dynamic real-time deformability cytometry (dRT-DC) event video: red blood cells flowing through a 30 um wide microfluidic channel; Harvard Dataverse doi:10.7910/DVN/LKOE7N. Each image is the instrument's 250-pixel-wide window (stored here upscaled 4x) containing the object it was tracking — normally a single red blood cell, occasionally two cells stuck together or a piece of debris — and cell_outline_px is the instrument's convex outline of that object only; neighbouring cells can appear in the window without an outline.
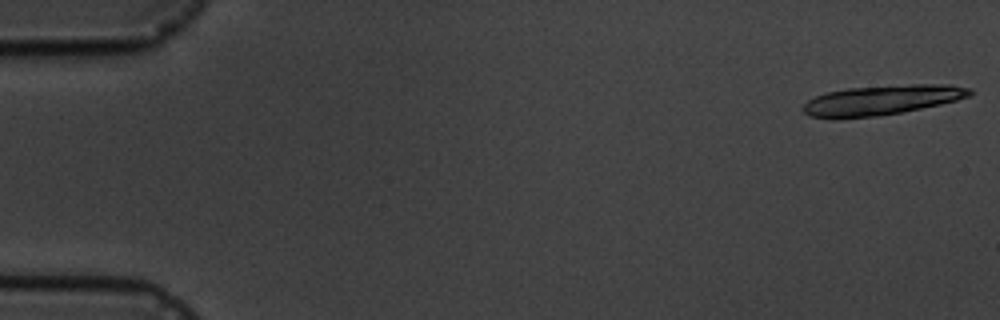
{"species": "common noctule bat (a hibernating species)", "species_latin": "Nyctalus noctula", "temperature_condition": "cold", "stored_images_in_passage": 6, "segment_of_instrument_passage": [1, 2], "camera_frame_rate_fps": 3000, "um_per_image_px": 0.085, "animal": {"sex": "male", "body_mass_g": 19.5, "forearm_length_mm": 54.6}, "frame": {"image": 1, "passage_image": 1, "time_ms": 0.0, "image_size_px": [1000, 320], "cell_outline_px": [[972, 92], [968, 96], [956, 100], [940, 104], [900, 112], [876, 116], [836, 120], [832, 120], [812, 116], [804, 112], [800, 108], [808, 100], [816, 96], [828, 92], [848, 88], [908, 84], [948, 84], [972, 88]], "centroid_in_image_um": [74.9, 8.51], "position_along_channel_um": 10.1, "area_um2": 29.07}}